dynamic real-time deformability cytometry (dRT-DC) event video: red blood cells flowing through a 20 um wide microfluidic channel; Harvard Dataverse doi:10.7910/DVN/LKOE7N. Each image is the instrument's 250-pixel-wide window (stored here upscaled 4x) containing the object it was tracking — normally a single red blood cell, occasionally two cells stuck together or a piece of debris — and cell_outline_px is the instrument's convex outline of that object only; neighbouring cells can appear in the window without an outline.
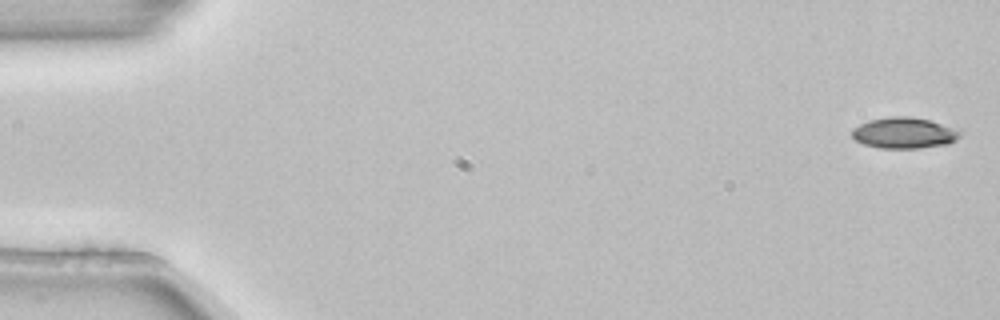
{"species": "common noctule bat (a hibernating species)", "species_latin": "Nyctalus noctula", "temperature_condition": "room temperature", "stored_images_in_passage": 5, "camera_frame_rate_fps": 3000, "um_per_image_px": 0.085, "animal": {"sex": "female", "body_mass_g": 22.7, "forearm_length_mm": 54.2}, "frame": {"image": 1, "passage_image": 1, "time_ms": 0.0, "image_size_px": [1000, 320], "cell_outline_px": [[964, 132], [956, 140], [948, 144], [920, 148], [880, 148], [864, 144], [856, 140], [852, 136], [852, 128], [868, 120], [892, 116], [908, 116], [928, 120]], "centroid_in_image_um": [76.84, 11.3], "position_along_channel_um": 8.2, "area_um2": 19.42}}
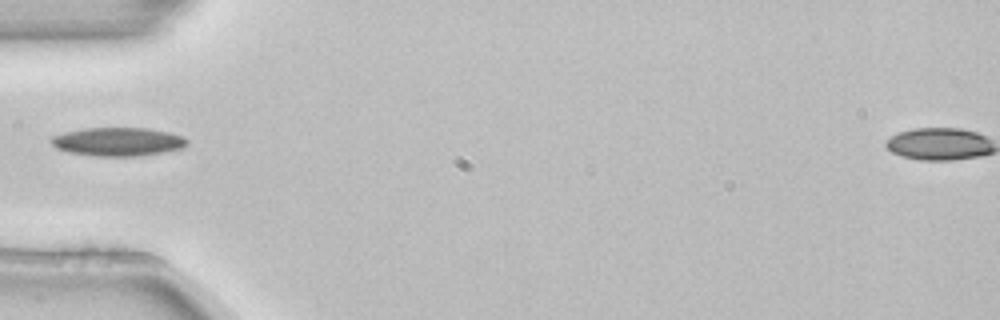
{"frame": {"image": 2, "passage_image": 5, "time_ms": 1.333, "image_size_px": [1000, 320], "cell_outline_px": [[188, 144], [184, 148], [140, 156], [100, 156], [72, 152], [56, 148], [52, 144], [52, 136], [64, 132], [84, 128], [148, 128], [168, 132], [184, 136], [188, 140]], "centroid_in_image_um": [10.08, 12.04], "position_along_channel_um": 74.9, "area_um2": 22.48}}